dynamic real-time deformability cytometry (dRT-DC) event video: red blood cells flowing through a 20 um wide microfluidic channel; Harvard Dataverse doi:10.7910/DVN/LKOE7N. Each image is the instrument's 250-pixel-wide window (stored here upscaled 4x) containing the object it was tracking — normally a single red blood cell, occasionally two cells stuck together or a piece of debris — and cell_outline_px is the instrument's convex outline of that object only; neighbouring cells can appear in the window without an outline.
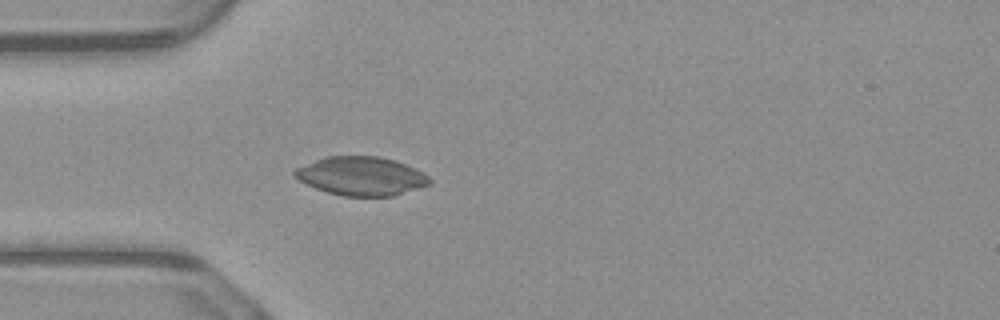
{"species": "common noctule bat (a hibernating species)", "species_latin": "Nyctalus noctula", "temperature_condition": "warm", "stored_images_in_passage": 36, "camera_frame_rate_fps": 3000, "um_per_image_px": 0.085, "animal": {"sex": "male", "body_mass_g": 23.1, "forearm_length_mm": 52.7}, "frame": {"image": 1, "passage_image": 1, "time_ms": 0.0, "image_size_px": [1000, 320], "cell_outline_px": [[432, 184], [392, 196], [344, 196], [328, 192], [316, 188], [292, 176], [292, 172], [296, 168], [316, 160], [328, 156], [380, 156], [396, 160], [428, 176], [432, 180]], "centroid_in_image_um": [30.71, 14.96], "position_along_channel_um": 54.3, "area_um2": 30.17}}
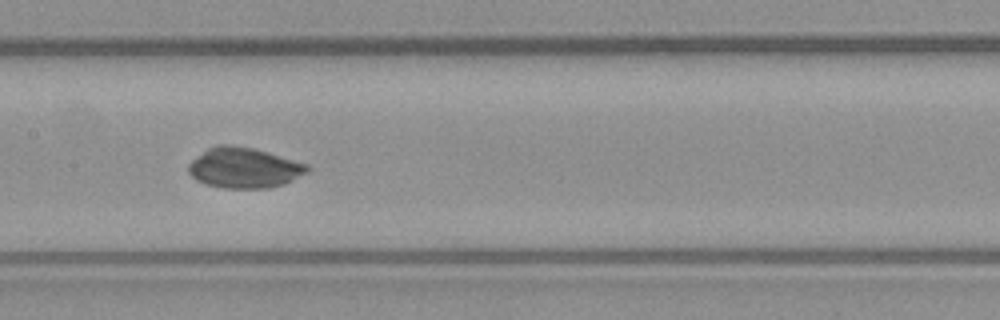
{"frame": {"image": 2, "passage_image": 11, "time_ms": 3.333, "image_size_px": [1000, 320], "cell_outline_px": [[312, 168], [308, 172], [284, 184], [268, 188], [224, 188], [204, 184], [196, 180], [188, 172], [188, 164], [192, 160], [208, 148], [220, 144], [228, 144], [252, 148], [268, 152], [308, 164]], "centroid_in_image_um": [20.75, 14.27], "position_along_channel_um": 186.6, "area_um2": 28.03}}
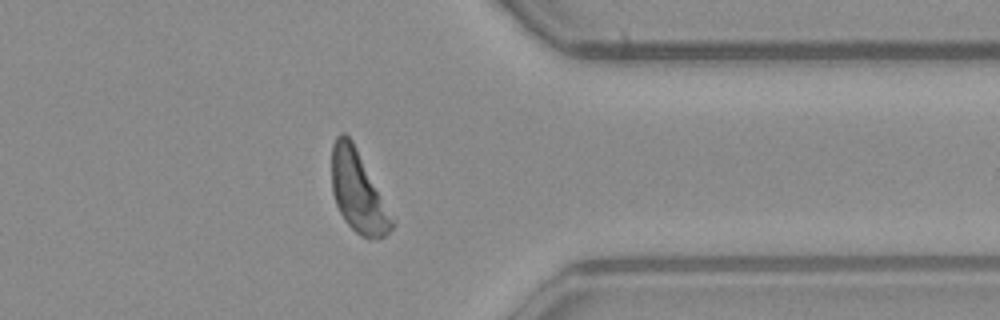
{"frame": {"image": 3, "passage_image": 26, "time_ms": 8.333, "image_size_px": [1000, 320], "cell_outline_px": [[392, 228], [384, 236], [368, 240], [360, 236], [344, 220], [336, 204], [332, 192], [332, 144], [336, 136], [340, 132], [344, 132], [352, 140], [392, 220]], "centroid_in_image_um": [30.35, 16.29], "position_along_channel_um": 381.0, "area_um2": 27.4}, "authors_computed_cell_mechanics": {"area_um2": 28.2064, "velocity_mm_per_s": 4.1151, "shape_relaxation_time_tau1_ms": 5.7092, "shape_relaxation_time_tau2_ms": null, "deformation_change_tau1": 0.2532, "deformation_change_tau2": null}}